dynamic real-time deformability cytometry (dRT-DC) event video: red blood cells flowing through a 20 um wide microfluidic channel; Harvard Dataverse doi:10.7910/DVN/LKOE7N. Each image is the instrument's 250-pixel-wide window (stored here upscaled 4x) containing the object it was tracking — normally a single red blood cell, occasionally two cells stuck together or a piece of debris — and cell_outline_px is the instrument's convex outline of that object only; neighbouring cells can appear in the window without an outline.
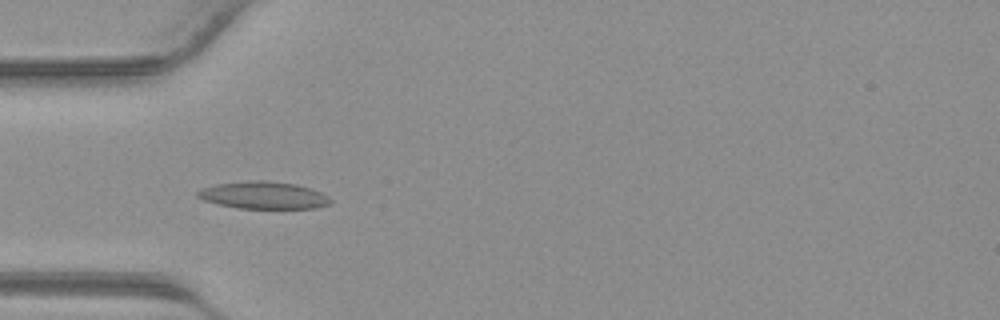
{"species": "common noctule bat (a hibernating species)", "species_latin": "Nyctalus noctula", "temperature_condition": "warm", "stored_images_in_passage": 41, "camera_frame_rate_fps": 3000, "um_per_image_px": 0.085, "animal": {"sex": "male", "body_mass_g": 23.1, "forearm_length_mm": 52.7}, "frame": {"image": 1, "passage_image": 13, "time_ms": 4.0, "image_size_px": [1000, 320], "cell_outline_px": [[332, 204], [312, 208], [240, 208], [220, 204], [204, 200], [196, 196], [196, 192], [200, 188], [216, 184], [252, 180], [264, 180], [296, 184], [312, 188], [328, 196], [332, 200]], "centroid_in_image_um": [22.41, 16.58], "position_along_channel_um": 62.6, "area_um2": 21.1}}
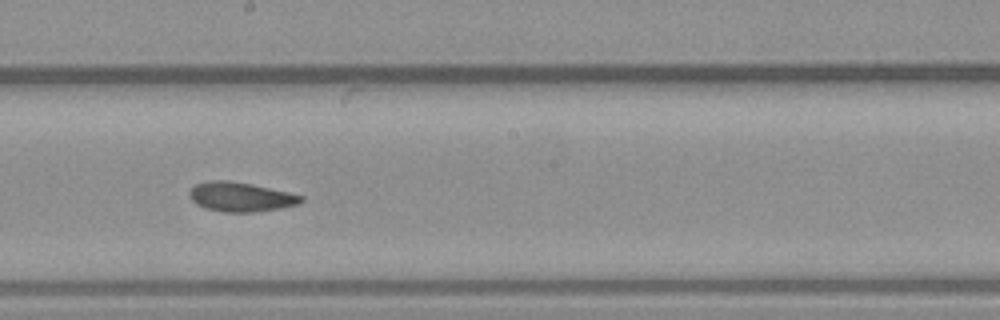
{"frame": {"image": 2, "passage_image": 23, "time_ms": 7.333, "image_size_px": [1000, 320], "cell_outline_px": [[304, 200], [296, 204], [280, 208], [252, 212], [224, 212], [204, 208], [196, 204], [188, 196], [188, 192], [196, 184], [208, 180], [228, 180], [252, 184], [288, 192], [304, 196]], "centroid_in_image_um": [20.42, 16.73], "position_along_channel_um": 227.8, "area_um2": 19.13}}
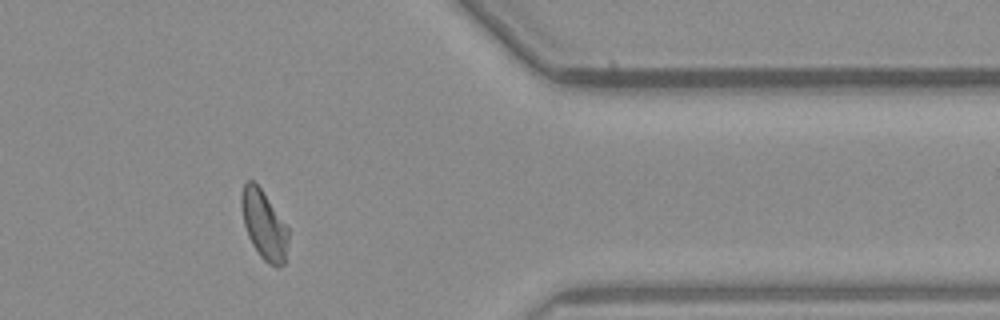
{"frame": {"image": 3, "passage_image": 34, "time_ms": 11.0, "image_size_px": [1000, 320], "cell_outline_px": [[288, 240], [284, 264], [276, 268], [268, 264], [260, 256], [252, 244], [248, 236], [244, 224], [240, 204], [240, 196], [244, 184], [248, 180], [252, 180], [260, 188], [288, 228]], "centroid_in_image_um": [22.42, 19.14], "position_along_channel_um": 389.0, "area_um2": 18.61}}